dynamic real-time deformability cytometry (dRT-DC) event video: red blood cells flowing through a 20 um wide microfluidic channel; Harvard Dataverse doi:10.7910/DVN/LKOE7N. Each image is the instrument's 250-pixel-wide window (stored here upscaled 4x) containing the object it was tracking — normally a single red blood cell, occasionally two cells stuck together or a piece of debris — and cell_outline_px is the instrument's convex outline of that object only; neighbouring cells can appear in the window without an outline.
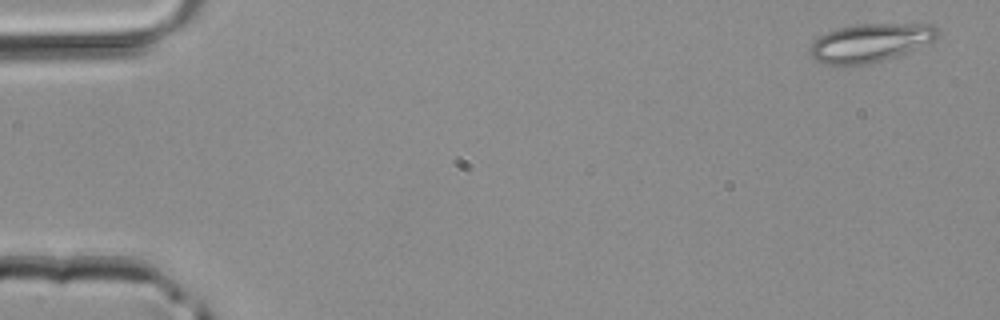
{"species": "common noctule bat (a hibernating species)", "species_latin": "Nyctalus noctula", "temperature_condition": "room temperature", "stored_images_in_passage": 44, "camera_frame_rate_fps": 3000, "um_per_image_px": 0.085, "animal": {"sex": "male", "body_mass_g": 20.4}, "frame": {"image": 1, "passage_image": 1, "time_ms": 0.0, "image_size_px": [1000, 320], "cell_outline_px": [[940, 32], [932, 40], [896, 56], [884, 60], [868, 64], [824, 64], [816, 60], [812, 56], [808, 48], [820, 36], [828, 32], [840, 28], [856, 24], [932, 24]], "centroid_in_image_um": [73.94, 3.63], "position_along_channel_um": 11.1, "area_um2": 27.86}}
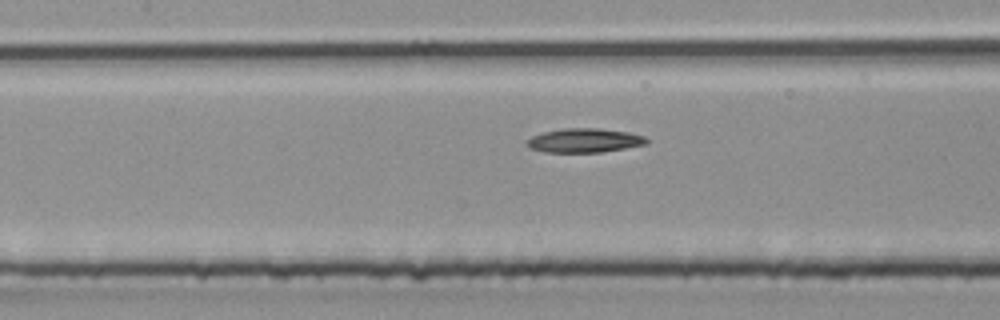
{"frame": {"image": 2, "passage_image": 20, "time_ms": 6.333, "image_size_px": [1000, 320], "cell_outline_px": [[648, 144], [600, 152], [544, 152], [532, 148], [524, 144], [524, 140], [532, 136], [544, 132], [564, 128], [596, 128], [628, 132], [644, 136], [648, 140]], "centroid_in_image_um": [49.64, 11.94], "position_along_channel_um": 157.8, "area_um2": 16.76}}
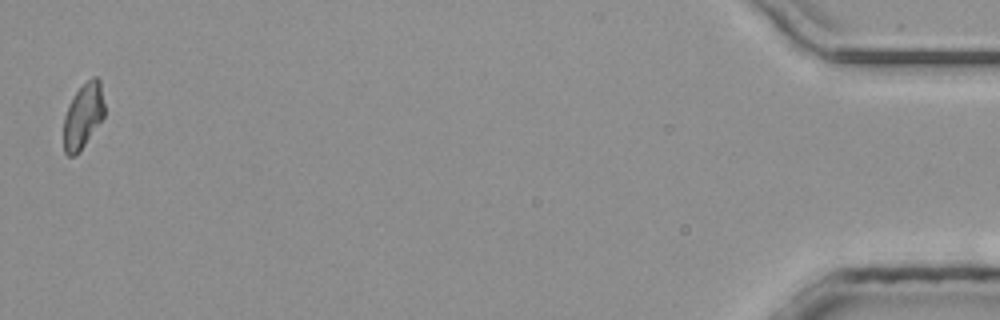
{"frame": {"image": 3, "passage_image": 44, "time_ms": 14.333, "image_size_px": [1000, 320], "cell_outline_px": [[104, 116], [80, 152], [76, 156], [68, 156], [64, 152], [64, 116], [68, 104], [76, 92], [92, 76], [96, 76], [100, 80], [104, 104]], "centroid_in_image_um": [7.06, 9.87], "position_along_channel_um": 428.1, "area_um2": 15.49}}